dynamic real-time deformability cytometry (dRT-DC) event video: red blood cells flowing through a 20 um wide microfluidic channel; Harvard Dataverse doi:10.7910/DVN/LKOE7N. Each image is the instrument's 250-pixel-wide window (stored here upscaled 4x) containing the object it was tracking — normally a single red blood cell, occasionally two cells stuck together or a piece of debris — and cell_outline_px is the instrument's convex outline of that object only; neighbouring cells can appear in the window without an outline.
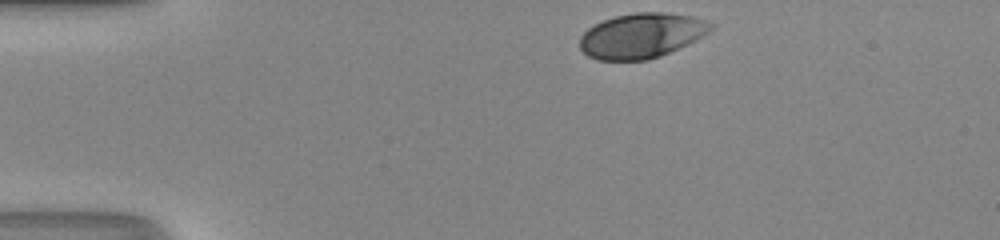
{"species": "human", "species_latin": "Homo sapiens", "temperature_condition": "room temperature", "stored_images_in_passage": 32, "camera_frame_rate_fps": 3000, "um_per_image_px": 0.085, "donor": {"sex": "male"}, "frame": {"image": 1, "passage_image": 1, "time_ms": 0.0, "image_size_px": [1000, 240], "cell_outline_px": [[716, 24], [708, 32], [696, 40], [660, 56], [648, 60], [596, 60], [588, 56], [580, 48], [580, 36], [588, 28], [604, 20], [616, 16], [636, 12], [664, 12], [696, 16]], "centroid_in_image_um": [54.55, 3.02], "position_along_channel_um": 30.4, "area_um2": 34.39}}
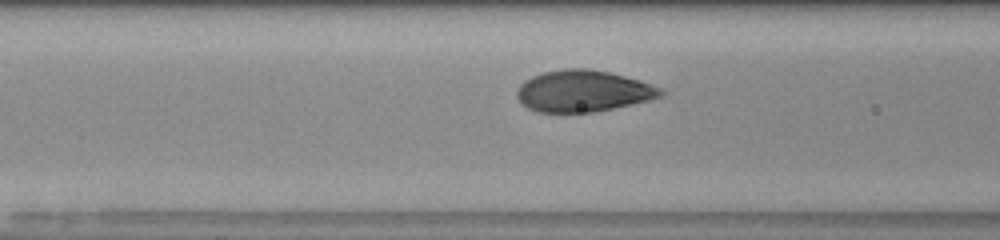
{"frame": {"image": 2, "passage_image": 12, "time_ms": 3.667, "image_size_px": [1000, 240], "cell_outline_px": [[668, 92], [664, 96], [648, 100], [612, 108], [592, 112], [536, 112], [528, 108], [516, 96], [516, 92], [520, 84], [524, 80], [532, 76], [544, 72], [564, 68], [588, 68], [608, 72], [640, 80], [664, 88]], "centroid_in_image_um": [49.6, 7.73], "position_along_channel_um": 117.0, "area_um2": 34.91}}
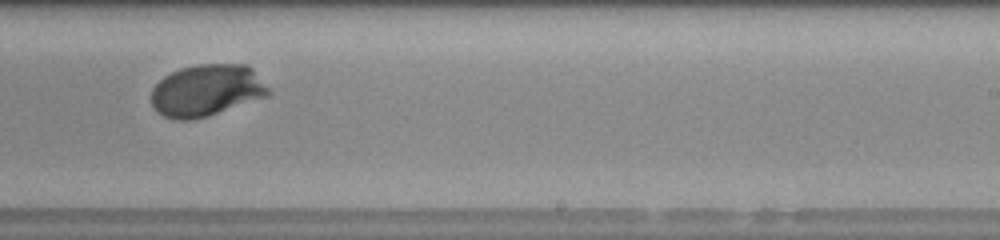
{"frame": {"image": 3, "passage_image": 23, "time_ms": 7.333, "image_size_px": [1000, 240], "cell_outline_px": [[272, 92], [268, 96], [208, 116], [192, 120], [172, 120], [156, 112], [152, 104], [152, 88], [164, 76], [180, 68], [200, 64], [248, 64], [252, 68]], "centroid_in_image_um": [17.56, 7.69], "position_along_channel_um": 271.4, "area_um2": 35.55}, "authors_computed_cell_mechanics": {"area_um2": 35.0846, "velocity_mm_per_s": 4.2309, "shape_relaxation_time_tau1_ms": 2.1608, "shape_relaxation_time_tau2_ms": null, "deformation_change_tau1": 0.1767, "deformation_change_tau2": null}}